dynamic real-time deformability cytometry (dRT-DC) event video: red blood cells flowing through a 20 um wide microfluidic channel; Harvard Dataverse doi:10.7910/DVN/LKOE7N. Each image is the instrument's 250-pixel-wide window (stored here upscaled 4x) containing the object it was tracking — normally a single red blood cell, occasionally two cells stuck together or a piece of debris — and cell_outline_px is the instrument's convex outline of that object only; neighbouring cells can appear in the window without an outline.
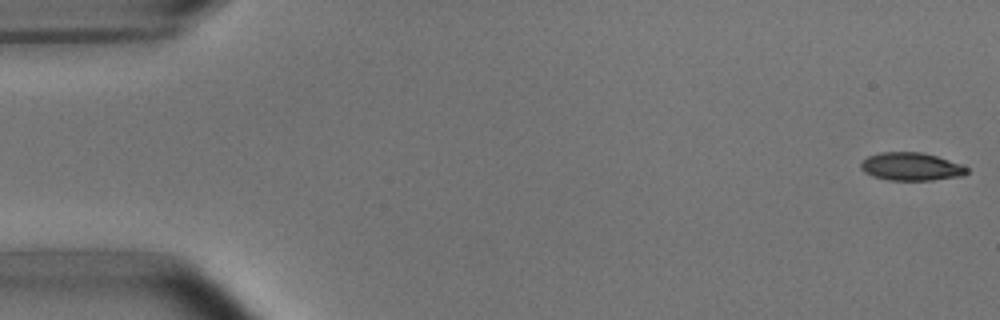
{"species": "common noctule bat (a hibernating species)", "species_latin": "Nyctalus noctula", "temperature_condition": "room temperature", "stored_images_in_passage": 50, "camera_frame_rate_fps": 3000, "um_per_image_px": 0.085, "animal": {"sex": "male", "body_mass_g": 15.6}, "frame": {"image": 1, "passage_image": 1, "time_ms": 0.0, "image_size_px": [1000, 320], "cell_outline_px": [[968, 172], [960, 176], [932, 180], [888, 180], [872, 176], [864, 172], [860, 168], [860, 164], [868, 156], [880, 152], [924, 152], [960, 164], [968, 168]], "centroid_in_image_um": [77.42, 14.16], "position_along_channel_um": 7.6, "area_um2": 17.22}}
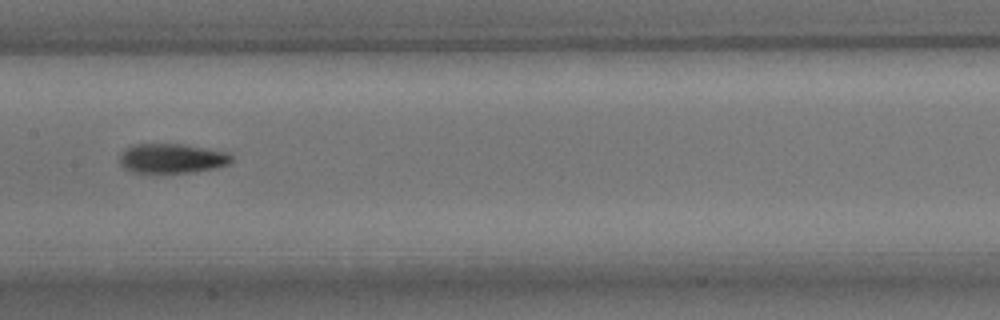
{"frame": {"image": 2, "passage_image": 26, "time_ms": 8.333, "image_size_px": [1000, 320], "cell_outline_px": [[232, 160], [228, 164], [216, 168], [196, 172], [132, 172], [124, 168], [120, 164], [120, 152], [124, 148], [136, 144], [180, 144], [204, 148], [224, 152], [232, 156]], "centroid_in_image_um": [14.57, 13.46], "position_along_channel_um": 192.8, "area_um2": 19.13}}
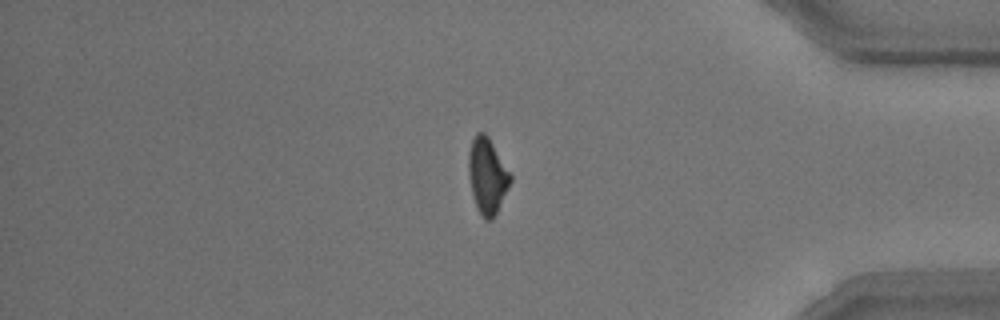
{"frame": {"image": 3, "passage_image": 44, "time_ms": 14.333, "image_size_px": [1000, 320], "cell_outline_px": [[512, 180], [492, 220], [488, 220], [476, 208], [472, 196], [468, 172], [468, 152], [472, 140], [476, 132], [484, 132], [488, 136], [512, 176]], "centroid_in_image_um": [41.4, 14.91], "position_along_channel_um": 393.8, "area_um2": 18.26}, "authors_computed_cell_mechanics": {"area_um2": 18.4671, "velocity_mm_per_s": 3.8139, "shape_relaxation_time_tau1_ms": 4.3928, "shape_relaxation_time_tau2_ms": 8.0119, "deformation_change_tau1": 0.1599, "deformation_change_tau2": 0.1797}}